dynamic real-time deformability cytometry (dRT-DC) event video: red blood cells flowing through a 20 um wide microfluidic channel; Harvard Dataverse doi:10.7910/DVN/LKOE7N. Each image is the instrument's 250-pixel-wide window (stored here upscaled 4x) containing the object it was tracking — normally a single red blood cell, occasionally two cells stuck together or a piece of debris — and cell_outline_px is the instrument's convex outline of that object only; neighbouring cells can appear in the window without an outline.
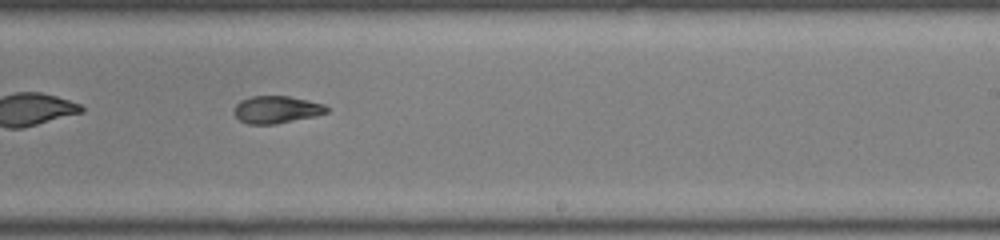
{"species": "common noctule bat (a hibernating species)", "species_latin": "Nyctalus noctula", "temperature_condition": "room temperature", "stored_images_in_passage": 35, "camera_frame_rate_fps": 3000, "um_per_image_px": 0.085, "animal": {"sex": "male", "body_mass_g": 19.0, "forearm_length_mm": 50.8}, "frame": {"image": 1, "passage_image": 16, "time_ms": 5.0, "image_size_px": [1000, 240], "cell_outline_px": [[328, 112], [316, 116], [276, 124], [248, 124], [240, 120], [232, 112], [236, 104], [240, 100], [252, 96], [288, 96], [324, 104], [328, 108]], "centroid_in_image_um": [23.48, 9.32], "position_along_channel_um": 265.5, "area_um2": 14.8}, "authors_computed_cell_mechanics": {"area_um2": 15.5482, "velocity_mm_per_s": 4.0834, "shape_relaxation_time_tau1_ms": null, "shape_relaxation_time_tau2_ms": 6.2294, "deformation_change_tau1": null, "deformation_change_tau2": 0.1085}}